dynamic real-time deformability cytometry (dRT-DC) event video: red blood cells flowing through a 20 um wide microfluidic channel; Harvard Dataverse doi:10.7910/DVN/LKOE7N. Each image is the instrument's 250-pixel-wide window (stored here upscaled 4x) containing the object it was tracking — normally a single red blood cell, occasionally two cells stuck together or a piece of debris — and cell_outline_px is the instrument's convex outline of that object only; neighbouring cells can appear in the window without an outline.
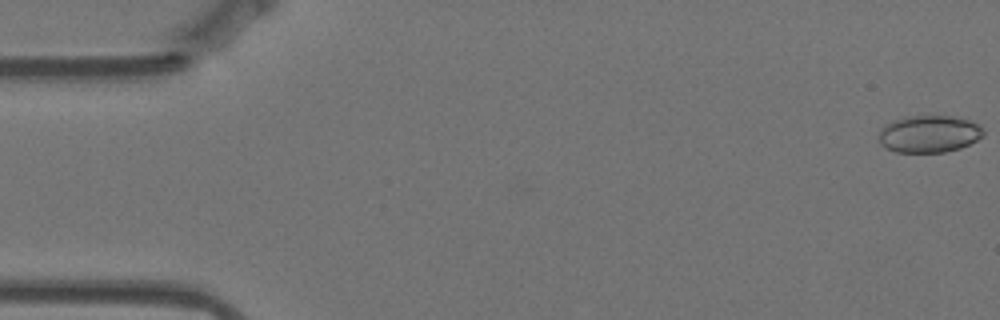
{"species": "Egyptian fruit bat (a non-hibernating species)", "species_latin": "Rousettus aegyptiacus", "temperature_condition": "warm", "stored_images_in_passage": 57, "camera_frame_rate_fps": 3000, "um_per_image_px": 0.085, "animal": {"sex": "female"}, "frame": {"image": 1, "passage_image": 1, "time_ms": 0.0, "image_size_px": [1000, 320], "cell_outline_px": [[984, 136], [960, 148], [944, 152], [896, 152], [880, 144], [880, 128], [884, 124], [892, 120], [904, 116], [952, 116], [968, 120], [980, 124], [984, 128]], "centroid_in_image_um": [78.98, 11.37], "position_along_channel_um": 6.0, "area_um2": 22.77}}
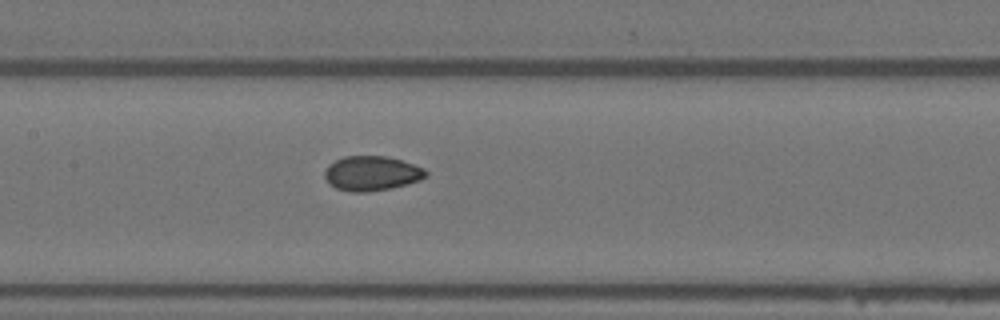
{"frame": {"image": 2, "passage_image": 27, "time_ms": 8.667, "image_size_px": [1000, 320], "cell_outline_px": [[428, 176], [420, 180], [408, 184], [392, 188], [368, 192], [352, 192], [336, 188], [328, 184], [324, 176], [324, 172], [328, 164], [344, 156], [384, 156], [400, 160], [424, 168], [428, 172]], "centroid_in_image_um": [31.58, 14.75], "position_along_channel_um": 175.8, "area_um2": 20.58}}
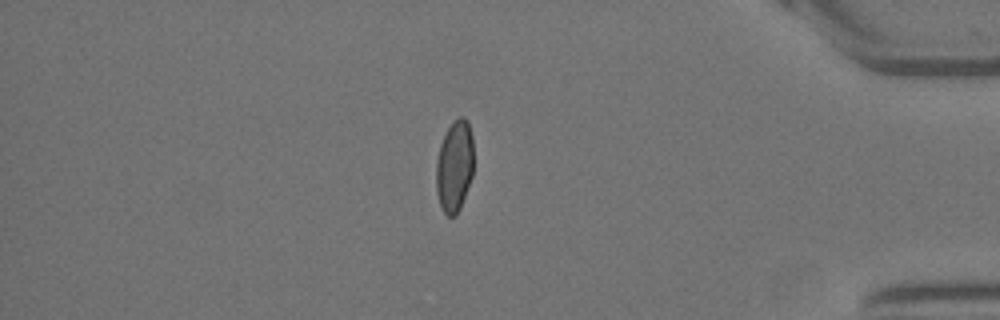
{"frame": {"image": 3, "passage_image": 49, "time_ms": 16.0, "image_size_px": [1000, 320], "cell_outline_px": [[472, 176], [460, 208], [456, 216], [448, 216], [444, 212], [440, 204], [436, 192], [436, 160], [440, 144], [452, 120], [460, 116], [464, 116], [468, 120], [472, 136]], "centroid_in_image_um": [38.62, 14.1], "position_along_channel_um": 396.6, "area_um2": 20.06}, "authors_computed_cell_mechanics": {"area_um2": 20.5768, "velocity_mm_per_s": 3.5268, "shape_relaxation_time_tau1_ms": 6.5864, "shape_relaxation_time_tau2_ms": 1.249, "deformation_change_tau1": 0.1229, "deformation_change_tau2": 0.0319}}